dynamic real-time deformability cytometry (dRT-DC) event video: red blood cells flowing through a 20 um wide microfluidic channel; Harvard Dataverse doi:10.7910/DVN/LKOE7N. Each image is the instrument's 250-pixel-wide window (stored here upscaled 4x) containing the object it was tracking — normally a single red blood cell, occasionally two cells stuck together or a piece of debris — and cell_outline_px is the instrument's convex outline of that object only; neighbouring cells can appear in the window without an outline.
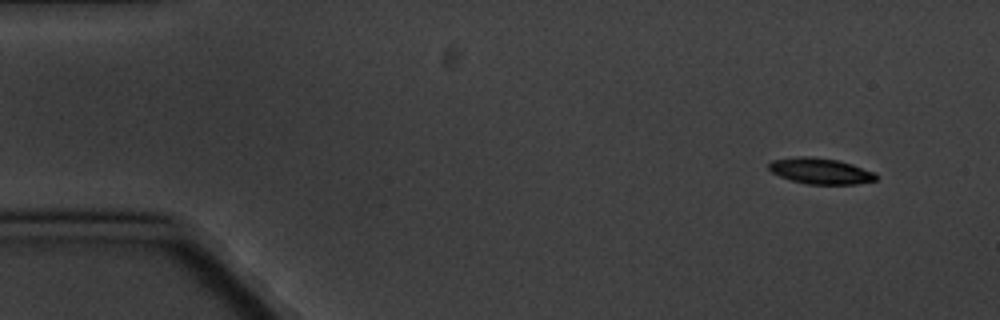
{"species": "common noctule bat (a hibernating species)", "species_latin": "Nyctalus noctula", "temperature_condition": "cold", "stored_images_in_passage": 10, "camera_frame_rate_fps": 3000, "um_per_image_px": 0.085, "animal": {"sex": "male", "body_mass_g": 20.1, "forearm_length_mm": 53.5}, "frame": {"image": 1, "passage_image": 1, "time_ms": 0.0, "image_size_px": [1000, 320], "cell_outline_px": [[880, 176], [876, 180], [856, 184], [808, 184], [792, 180], [780, 176], [772, 172], [768, 168], [768, 164], [772, 160], [796, 156], [812, 156], [840, 160], [876, 172]], "centroid_in_image_um": [69.78, 14.52], "position_along_channel_um": 15.2, "area_um2": 16.42}}
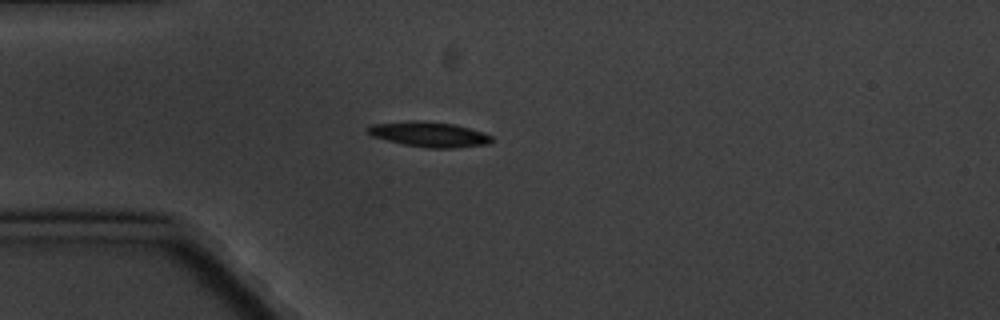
{"frame": {"image": 2, "passage_image": 4, "time_ms": 3.667, "image_size_px": [1000, 320], "cell_outline_px": [[492, 140], [488, 144], [452, 148], [428, 148], [404, 144], [372, 136], [364, 128], [372, 124], [412, 120], [416, 120], [452, 124], [484, 132], [492, 136]], "centroid_in_image_um": [36.46, 11.41], "position_along_channel_um": 48.5, "area_um2": 17.98}}
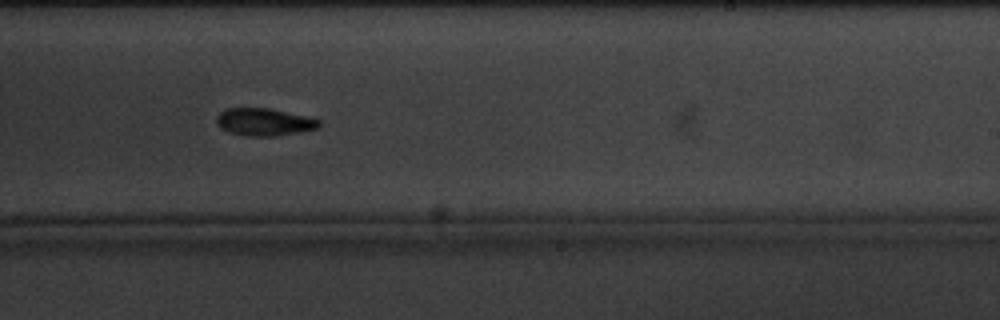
{"frame": {"image": 3, "passage_image": 10, "time_ms": 10.667, "image_size_px": [1000, 320], "cell_outline_px": [[320, 128], [272, 136], [244, 136], [228, 132], [220, 128], [216, 124], [216, 116], [224, 108], [268, 108], [308, 116], [320, 120]], "centroid_in_image_um": [22.41, 10.36], "position_along_channel_um": 266.6, "area_um2": 16.53}}